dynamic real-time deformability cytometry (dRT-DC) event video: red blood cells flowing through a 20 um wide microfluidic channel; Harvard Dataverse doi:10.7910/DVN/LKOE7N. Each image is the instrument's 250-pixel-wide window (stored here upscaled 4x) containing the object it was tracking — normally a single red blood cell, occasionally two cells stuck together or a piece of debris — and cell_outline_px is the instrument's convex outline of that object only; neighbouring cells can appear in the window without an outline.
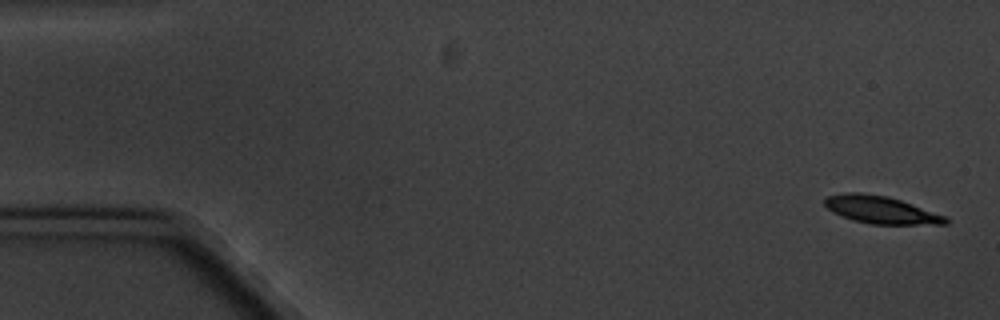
{"species": "common noctule bat (a hibernating species)", "species_latin": "Nyctalus noctula", "temperature_condition": "cold", "stored_images_in_passage": 5, "camera_frame_rate_fps": 3000, "um_per_image_px": 0.085, "animal": {"sex": "male", "body_mass_g": 20.1, "forearm_length_mm": 53.5}, "frame": {"image": 1, "passage_image": 1, "time_ms": 0.0, "image_size_px": [1000, 320], "cell_outline_px": [[948, 224], [872, 224], [852, 220], [832, 212], [824, 204], [824, 196], [844, 192], [860, 192], [888, 196], [948, 216]], "centroid_in_image_um": [74.86, 17.82], "position_along_channel_um": 10.1, "area_um2": 19.54}}
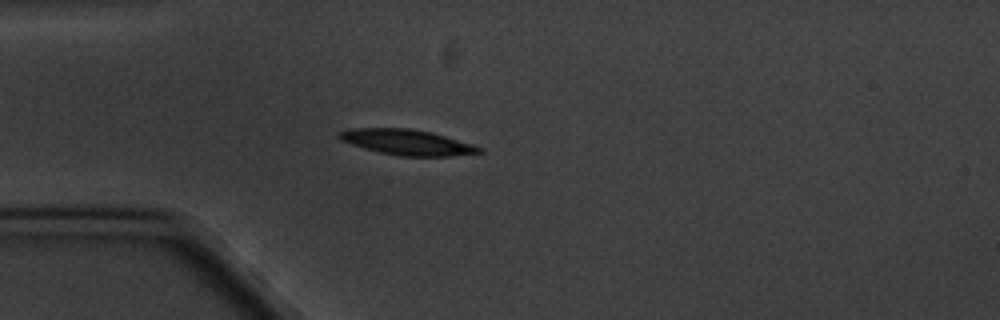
{"frame": {"image": 2, "passage_image": 5, "time_ms": 4.667, "image_size_px": [1000, 320], "cell_outline_px": [[484, 152], [448, 156], [400, 156], [380, 152], [364, 148], [340, 140], [336, 136], [336, 132], [348, 128], [408, 128], [432, 132], [472, 144], [484, 148]], "centroid_in_image_um": [34.57, 12.08], "position_along_channel_um": 50.4, "area_um2": 20.87}}